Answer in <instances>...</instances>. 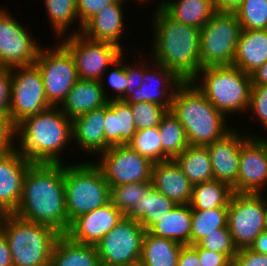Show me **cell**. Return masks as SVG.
I'll list each match as a JSON object with an SVG mask.
<instances>
[{
	"label": "cell",
	"instance_id": "cell-1",
	"mask_svg": "<svg viewBox=\"0 0 267 266\" xmlns=\"http://www.w3.org/2000/svg\"><path fill=\"white\" fill-rule=\"evenodd\" d=\"M13 214L66 234L70 222L66 212L64 164L32 163L25 173L22 197Z\"/></svg>",
	"mask_w": 267,
	"mask_h": 266
},
{
	"label": "cell",
	"instance_id": "cell-2",
	"mask_svg": "<svg viewBox=\"0 0 267 266\" xmlns=\"http://www.w3.org/2000/svg\"><path fill=\"white\" fill-rule=\"evenodd\" d=\"M153 13L150 57L182 81H191L202 69L200 29L175 21L163 9H155Z\"/></svg>",
	"mask_w": 267,
	"mask_h": 266
},
{
	"label": "cell",
	"instance_id": "cell-3",
	"mask_svg": "<svg viewBox=\"0 0 267 266\" xmlns=\"http://www.w3.org/2000/svg\"><path fill=\"white\" fill-rule=\"evenodd\" d=\"M15 129L16 149L31 163L64 164L62 152L74 142L72 120L59 107L26 117Z\"/></svg>",
	"mask_w": 267,
	"mask_h": 266
},
{
	"label": "cell",
	"instance_id": "cell-4",
	"mask_svg": "<svg viewBox=\"0 0 267 266\" xmlns=\"http://www.w3.org/2000/svg\"><path fill=\"white\" fill-rule=\"evenodd\" d=\"M170 111L185 130L191 146H207L222 139L234 128L192 81H183L175 90Z\"/></svg>",
	"mask_w": 267,
	"mask_h": 266
},
{
	"label": "cell",
	"instance_id": "cell-5",
	"mask_svg": "<svg viewBox=\"0 0 267 266\" xmlns=\"http://www.w3.org/2000/svg\"><path fill=\"white\" fill-rule=\"evenodd\" d=\"M0 229L6 236L13 266H49L54 244L61 235L52 227L4 214Z\"/></svg>",
	"mask_w": 267,
	"mask_h": 266
},
{
	"label": "cell",
	"instance_id": "cell-6",
	"mask_svg": "<svg viewBox=\"0 0 267 266\" xmlns=\"http://www.w3.org/2000/svg\"><path fill=\"white\" fill-rule=\"evenodd\" d=\"M191 81L226 116L247 113L252 82L251 76L240 68L234 65L202 68Z\"/></svg>",
	"mask_w": 267,
	"mask_h": 266
},
{
	"label": "cell",
	"instance_id": "cell-7",
	"mask_svg": "<svg viewBox=\"0 0 267 266\" xmlns=\"http://www.w3.org/2000/svg\"><path fill=\"white\" fill-rule=\"evenodd\" d=\"M64 165L66 212L70 224L110 201V187L101 169L89 160Z\"/></svg>",
	"mask_w": 267,
	"mask_h": 266
},
{
	"label": "cell",
	"instance_id": "cell-8",
	"mask_svg": "<svg viewBox=\"0 0 267 266\" xmlns=\"http://www.w3.org/2000/svg\"><path fill=\"white\" fill-rule=\"evenodd\" d=\"M241 31L235 12L216 11L200 29L201 68L233 65Z\"/></svg>",
	"mask_w": 267,
	"mask_h": 266
},
{
	"label": "cell",
	"instance_id": "cell-9",
	"mask_svg": "<svg viewBox=\"0 0 267 266\" xmlns=\"http://www.w3.org/2000/svg\"><path fill=\"white\" fill-rule=\"evenodd\" d=\"M227 225L235 247L249 248L267 229L265 194L233 192L228 203Z\"/></svg>",
	"mask_w": 267,
	"mask_h": 266
},
{
	"label": "cell",
	"instance_id": "cell-10",
	"mask_svg": "<svg viewBox=\"0 0 267 266\" xmlns=\"http://www.w3.org/2000/svg\"><path fill=\"white\" fill-rule=\"evenodd\" d=\"M55 45L41 47L35 64L40 69L47 101L59 107L79 77L71 53L60 42Z\"/></svg>",
	"mask_w": 267,
	"mask_h": 266
},
{
	"label": "cell",
	"instance_id": "cell-11",
	"mask_svg": "<svg viewBox=\"0 0 267 266\" xmlns=\"http://www.w3.org/2000/svg\"><path fill=\"white\" fill-rule=\"evenodd\" d=\"M12 86L9 117L16 127L26 117L52 106L47 101L40 69L34 63L11 68Z\"/></svg>",
	"mask_w": 267,
	"mask_h": 266
},
{
	"label": "cell",
	"instance_id": "cell-12",
	"mask_svg": "<svg viewBox=\"0 0 267 266\" xmlns=\"http://www.w3.org/2000/svg\"><path fill=\"white\" fill-rule=\"evenodd\" d=\"M59 41L71 53L80 79L100 81L124 53L113 43L90 40L81 33L66 35Z\"/></svg>",
	"mask_w": 267,
	"mask_h": 266
},
{
	"label": "cell",
	"instance_id": "cell-13",
	"mask_svg": "<svg viewBox=\"0 0 267 266\" xmlns=\"http://www.w3.org/2000/svg\"><path fill=\"white\" fill-rule=\"evenodd\" d=\"M145 229L126 216L95 246L101 266H128L140 261Z\"/></svg>",
	"mask_w": 267,
	"mask_h": 266
},
{
	"label": "cell",
	"instance_id": "cell-14",
	"mask_svg": "<svg viewBox=\"0 0 267 266\" xmlns=\"http://www.w3.org/2000/svg\"><path fill=\"white\" fill-rule=\"evenodd\" d=\"M97 157L94 163L101 169L109 187L151 182L154 163L127 144L112 146Z\"/></svg>",
	"mask_w": 267,
	"mask_h": 266
},
{
	"label": "cell",
	"instance_id": "cell-15",
	"mask_svg": "<svg viewBox=\"0 0 267 266\" xmlns=\"http://www.w3.org/2000/svg\"><path fill=\"white\" fill-rule=\"evenodd\" d=\"M7 9H0V67L13 68L35 63L42 47Z\"/></svg>",
	"mask_w": 267,
	"mask_h": 266
},
{
	"label": "cell",
	"instance_id": "cell-16",
	"mask_svg": "<svg viewBox=\"0 0 267 266\" xmlns=\"http://www.w3.org/2000/svg\"><path fill=\"white\" fill-rule=\"evenodd\" d=\"M149 59L147 63L143 60V83L124 101L131 105L151 102L170 111L175 90L183 81L172 70Z\"/></svg>",
	"mask_w": 267,
	"mask_h": 266
},
{
	"label": "cell",
	"instance_id": "cell-17",
	"mask_svg": "<svg viewBox=\"0 0 267 266\" xmlns=\"http://www.w3.org/2000/svg\"><path fill=\"white\" fill-rule=\"evenodd\" d=\"M265 187H267V139L250 136L241 146L236 192L264 193Z\"/></svg>",
	"mask_w": 267,
	"mask_h": 266
},
{
	"label": "cell",
	"instance_id": "cell-18",
	"mask_svg": "<svg viewBox=\"0 0 267 266\" xmlns=\"http://www.w3.org/2000/svg\"><path fill=\"white\" fill-rule=\"evenodd\" d=\"M244 132L233 129L222 139L206 146L214 179L228 184L233 192H236L241 146L250 136H256V133Z\"/></svg>",
	"mask_w": 267,
	"mask_h": 266
},
{
	"label": "cell",
	"instance_id": "cell-19",
	"mask_svg": "<svg viewBox=\"0 0 267 266\" xmlns=\"http://www.w3.org/2000/svg\"><path fill=\"white\" fill-rule=\"evenodd\" d=\"M123 217L109 201L96 210L77 217L65 235L80 244L96 245Z\"/></svg>",
	"mask_w": 267,
	"mask_h": 266
},
{
	"label": "cell",
	"instance_id": "cell-20",
	"mask_svg": "<svg viewBox=\"0 0 267 266\" xmlns=\"http://www.w3.org/2000/svg\"><path fill=\"white\" fill-rule=\"evenodd\" d=\"M32 163L15 148L0 155V211L13 214L22 197L23 179Z\"/></svg>",
	"mask_w": 267,
	"mask_h": 266
},
{
	"label": "cell",
	"instance_id": "cell-21",
	"mask_svg": "<svg viewBox=\"0 0 267 266\" xmlns=\"http://www.w3.org/2000/svg\"><path fill=\"white\" fill-rule=\"evenodd\" d=\"M127 0H118L105 6L100 12L92 17L83 27L81 34L86 38L94 41L113 43L125 50L120 45L125 28L124 25V7H122ZM123 47V48H122Z\"/></svg>",
	"mask_w": 267,
	"mask_h": 266
},
{
	"label": "cell",
	"instance_id": "cell-22",
	"mask_svg": "<svg viewBox=\"0 0 267 266\" xmlns=\"http://www.w3.org/2000/svg\"><path fill=\"white\" fill-rule=\"evenodd\" d=\"M151 185L177 204H189L193 185L174 159L154 163Z\"/></svg>",
	"mask_w": 267,
	"mask_h": 266
},
{
	"label": "cell",
	"instance_id": "cell-23",
	"mask_svg": "<svg viewBox=\"0 0 267 266\" xmlns=\"http://www.w3.org/2000/svg\"><path fill=\"white\" fill-rule=\"evenodd\" d=\"M104 128L105 106L72 119V140L79 150L98 156L105 151Z\"/></svg>",
	"mask_w": 267,
	"mask_h": 266
},
{
	"label": "cell",
	"instance_id": "cell-24",
	"mask_svg": "<svg viewBox=\"0 0 267 266\" xmlns=\"http://www.w3.org/2000/svg\"><path fill=\"white\" fill-rule=\"evenodd\" d=\"M108 101L99 81L79 78L59 108L72 120L107 105Z\"/></svg>",
	"mask_w": 267,
	"mask_h": 266
},
{
	"label": "cell",
	"instance_id": "cell-25",
	"mask_svg": "<svg viewBox=\"0 0 267 266\" xmlns=\"http://www.w3.org/2000/svg\"><path fill=\"white\" fill-rule=\"evenodd\" d=\"M136 132L131 104L110 100L105 105V151L112 146L125 145Z\"/></svg>",
	"mask_w": 267,
	"mask_h": 266
},
{
	"label": "cell",
	"instance_id": "cell-26",
	"mask_svg": "<svg viewBox=\"0 0 267 266\" xmlns=\"http://www.w3.org/2000/svg\"><path fill=\"white\" fill-rule=\"evenodd\" d=\"M267 62V29H242L233 65L251 75Z\"/></svg>",
	"mask_w": 267,
	"mask_h": 266
},
{
	"label": "cell",
	"instance_id": "cell-27",
	"mask_svg": "<svg viewBox=\"0 0 267 266\" xmlns=\"http://www.w3.org/2000/svg\"><path fill=\"white\" fill-rule=\"evenodd\" d=\"M155 9H163L175 21L199 29L216 12L213 0H161Z\"/></svg>",
	"mask_w": 267,
	"mask_h": 266
},
{
	"label": "cell",
	"instance_id": "cell-28",
	"mask_svg": "<svg viewBox=\"0 0 267 266\" xmlns=\"http://www.w3.org/2000/svg\"><path fill=\"white\" fill-rule=\"evenodd\" d=\"M49 266H101L95 245L80 244L62 234L56 240Z\"/></svg>",
	"mask_w": 267,
	"mask_h": 266
},
{
	"label": "cell",
	"instance_id": "cell-29",
	"mask_svg": "<svg viewBox=\"0 0 267 266\" xmlns=\"http://www.w3.org/2000/svg\"><path fill=\"white\" fill-rule=\"evenodd\" d=\"M191 227L190 205L177 204L148 232L157 237L174 240L182 245H191Z\"/></svg>",
	"mask_w": 267,
	"mask_h": 266
},
{
	"label": "cell",
	"instance_id": "cell-30",
	"mask_svg": "<svg viewBox=\"0 0 267 266\" xmlns=\"http://www.w3.org/2000/svg\"><path fill=\"white\" fill-rule=\"evenodd\" d=\"M175 206L172 200L151 185L126 217L138 221L148 231Z\"/></svg>",
	"mask_w": 267,
	"mask_h": 266
},
{
	"label": "cell",
	"instance_id": "cell-31",
	"mask_svg": "<svg viewBox=\"0 0 267 266\" xmlns=\"http://www.w3.org/2000/svg\"><path fill=\"white\" fill-rule=\"evenodd\" d=\"M182 244L145 232L140 262L144 266H177Z\"/></svg>",
	"mask_w": 267,
	"mask_h": 266
},
{
	"label": "cell",
	"instance_id": "cell-32",
	"mask_svg": "<svg viewBox=\"0 0 267 266\" xmlns=\"http://www.w3.org/2000/svg\"><path fill=\"white\" fill-rule=\"evenodd\" d=\"M192 185L214 180L210 155L206 146L189 145L174 158Z\"/></svg>",
	"mask_w": 267,
	"mask_h": 266
},
{
	"label": "cell",
	"instance_id": "cell-33",
	"mask_svg": "<svg viewBox=\"0 0 267 266\" xmlns=\"http://www.w3.org/2000/svg\"><path fill=\"white\" fill-rule=\"evenodd\" d=\"M233 194L232 188L218 180L206 181L193 185L190 200L191 209L228 208V203Z\"/></svg>",
	"mask_w": 267,
	"mask_h": 266
},
{
	"label": "cell",
	"instance_id": "cell-34",
	"mask_svg": "<svg viewBox=\"0 0 267 266\" xmlns=\"http://www.w3.org/2000/svg\"><path fill=\"white\" fill-rule=\"evenodd\" d=\"M158 130L161 136L162 161L174 159L189 146L184 127L171 111L163 116Z\"/></svg>",
	"mask_w": 267,
	"mask_h": 266
},
{
	"label": "cell",
	"instance_id": "cell-35",
	"mask_svg": "<svg viewBox=\"0 0 267 266\" xmlns=\"http://www.w3.org/2000/svg\"><path fill=\"white\" fill-rule=\"evenodd\" d=\"M42 3H45L48 21L57 36L56 40L69 35L73 23L79 24L76 0H44Z\"/></svg>",
	"mask_w": 267,
	"mask_h": 266
},
{
	"label": "cell",
	"instance_id": "cell-36",
	"mask_svg": "<svg viewBox=\"0 0 267 266\" xmlns=\"http://www.w3.org/2000/svg\"><path fill=\"white\" fill-rule=\"evenodd\" d=\"M191 245L228 223V208L191 209Z\"/></svg>",
	"mask_w": 267,
	"mask_h": 266
},
{
	"label": "cell",
	"instance_id": "cell-37",
	"mask_svg": "<svg viewBox=\"0 0 267 266\" xmlns=\"http://www.w3.org/2000/svg\"><path fill=\"white\" fill-rule=\"evenodd\" d=\"M151 182L127 183L110 187V201L126 216L144 196Z\"/></svg>",
	"mask_w": 267,
	"mask_h": 266
},
{
	"label": "cell",
	"instance_id": "cell-38",
	"mask_svg": "<svg viewBox=\"0 0 267 266\" xmlns=\"http://www.w3.org/2000/svg\"><path fill=\"white\" fill-rule=\"evenodd\" d=\"M127 145L153 163L162 161L161 136L158 126L136 130L134 136Z\"/></svg>",
	"mask_w": 267,
	"mask_h": 266
},
{
	"label": "cell",
	"instance_id": "cell-39",
	"mask_svg": "<svg viewBox=\"0 0 267 266\" xmlns=\"http://www.w3.org/2000/svg\"><path fill=\"white\" fill-rule=\"evenodd\" d=\"M235 14L244 30L267 29V0H243Z\"/></svg>",
	"mask_w": 267,
	"mask_h": 266
},
{
	"label": "cell",
	"instance_id": "cell-40",
	"mask_svg": "<svg viewBox=\"0 0 267 266\" xmlns=\"http://www.w3.org/2000/svg\"><path fill=\"white\" fill-rule=\"evenodd\" d=\"M136 130L154 128L159 126L167 109L159 104L140 102L131 105Z\"/></svg>",
	"mask_w": 267,
	"mask_h": 266
},
{
	"label": "cell",
	"instance_id": "cell-41",
	"mask_svg": "<svg viewBox=\"0 0 267 266\" xmlns=\"http://www.w3.org/2000/svg\"><path fill=\"white\" fill-rule=\"evenodd\" d=\"M124 57V53L111 65L112 68L111 71L104 73V76H102L100 82V85L104 91V94L106 96V98L110 101V100H118L124 93L127 87V76H126V61H124L125 59ZM107 73H109L107 75ZM105 74L107 75V86L110 87V89L113 91L112 94L115 95H108L109 92H107V88L105 87L106 84L105 83Z\"/></svg>",
	"mask_w": 267,
	"mask_h": 266
},
{
	"label": "cell",
	"instance_id": "cell-42",
	"mask_svg": "<svg viewBox=\"0 0 267 266\" xmlns=\"http://www.w3.org/2000/svg\"><path fill=\"white\" fill-rule=\"evenodd\" d=\"M197 245L207 250L226 254L232 261L238 251L234 245L228 225L208 234Z\"/></svg>",
	"mask_w": 267,
	"mask_h": 266
},
{
	"label": "cell",
	"instance_id": "cell-43",
	"mask_svg": "<svg viewBox=\"0 0 267 266\" xmlns=\"http://www.w3.org/2000/svg\"><path fill=\"white\" fill-rule=\"evenodd\" d=\"M249 111L267 132V85H252L247 114Z\"/></svg>",
	"mask_w": 267,
	"mask_h": 266
},
{
	"label": "cell",
	"instance_id": "cell-44",
	"mask_svg": "<svg viewBox=\"0 0 267 266\" xmlns=\"http://www.w3.org/2000/svg\"><path fill=\"white\" fill-rule=\"evenodd\" d=\"M118 0H76L79 25L70 34L81 33L82 27L105 6Z\"/></svg>",
	"mask_w": 267,
	"mask_h": 266
},
{
	"label": "cell",
	"instance_id": "cell-45",
	"mask_svg": "<svg viewBox=\"0 0 267 266\" xmlns=\"http://www.w3.org/2000/svg\"><path fill=\"white\" fill-rule=\"evenodd\" d=\"M15 139L16 129L10 117L0 114V155L6 154L16 148V143H14L16 141Z\"/></svg>",
	"mask_w": 267,
	"mask_h": 266
},
{
	"label": "cell",
	"instance_id": "cell-46",
	"mask_svg": "<svg viewBox=\"0 0 267 266\" xmlns=\"http://www.w3.org/2000/svg\"><path fill=\"white\" fill-rule=\"evenodd\" d=\"M11 68L0 67V114L9 117L11 101Z\"/></svg>",
	"mask_w": 267,
	"mask_h": 266
},
{
	"label": "cell",
	"instance_id": "cell-47",
	"mask_svg": "<svg viewBox=\"0 0 267 266\" xmlns=\"http://www.w3.org/2000/svg\"><path fill=\"white\" fill-rule=\"evenodd\" d=\"M143 60L140 63H130L126 62V76L128 79L127 87L125 93L118 99L124 101L129 95H131L136 89L140 87L143 83ZM135 64V65H134Z\"/></svg>",
	"mask_w": 267,
	"mask_h": 266
},
{
	"label": "cell",
	"instance_id": "cell-48",
	"mask_svg": "<svg viewBox=\"0 0 267 266\" xmlns=\"http://www.w3.org/2000/svg\"><path fill=\"white\" fill-rule=\"evenodd\" d=\"M232 266H267V255L256 253L249 248L239 249Z\"/></svg>",
	"mask_w": 267,
	"mask_h": 266
},
{
	"label": "cell",
	"instance_id": "cell-49",
	"mask_svg": "<svg viewBox=\"0 0 267 266\" xmlns=\"http://www.w3.org/2000/svg\"><path fill=\"white\" fill-rule=\"evenodd\" d=\"M201 266H232L233 261L223 253L207 250L197 245Z\"/></svg>",
	"mask_w": 267,
	"mask_h": 266
},
{
	"label": "cell",
	"instance_id": "cell-50",
	"mask_svg": "<svg viewBox=\"0 0 267 266\" xmlns=\"http://www.w3.org/2000/svg\"><path fill=\"white\" fill-rule=\"evenodd\" d=\"M177 266H201L197 253V244L182 246Z\"/></svg>",
	"mask_w": 267,
	"mask_h": 266
},
{
	"label": "cell",
	"instance_id": "cell-51",
	"mask_svg": "<svg viewBox=\"0 0 267 266\" xmlns=\"http://www.w3.org/2000/svg\"><path fill=\"white\" fill-rule=\"evenodd\" d=\"M0 266H13L12 255L6 236L0 229Z\"/></svg>",
	"mask_w": 267,
	"mask_h": 266
},
{
	"label": "cell",
	"instance_id": "cell-52",
	"mask_svg": "<svg viewBox=\"0 0 267 266\" xmlns=\"http://www.w3.org/2000/svg\"><path fill=\"white\" fill-rule=\"evenodd\" d=\"M249 249L256 253L267 255V229L261 232V234L249 246Z\"/></svg>",
	"mask_w": 267,
	"mask_h": 266
},
{
	"label": "cell",
	"instance_id": "cell-53",
	"mask_svg": "<svg viewBox=\"0 0 267 266\" xmlns=\"http://www.w3.org/2000/svg\"><path fill=\"white\" fill-rule=\"evenodd\" d=\"M243 0H213L216 11L235 12Z\"/></svg>",
	"mask_w": 267,
	"mask_h": 266
},
{
	"label": "cell",
	"instance_id": "cell-54",
	"mask_svg": "<svg viewBox=\"0 0 267 266\" xmlns=\"http://www.w3.org/2000/svg\"><path fill=\"white\" fill-rule=\"evenodd\" d=\"M250 76L252 85H267V62L260 66Z\"/></svg>",
	"mask_w": 267,
	"mask_h": 266
},
{
	"label": "cell",
	"instance_id": "cell-55",
	"mask_svg": "<svg viewBox=\"0 0 267 266\" xmlns=\"http://www.w3.org/2000/svg\"><path fill=\"white\" fill-rule=\"evenodd\" d=\"M128 266H144L140 261L134 264H130Z\"/></svg>",
	"mask_w": 267,
	"mask_h": 266
},
{
	"label": "cell",
	"instance_id": "cell-56",
	"mask_svg": "<svg viewBox=\"0 0 267 266\" xmlns=\"http://www.w3.org/2000/svg\"><path fill=\"white\" fill-rule=\"evenodd\" d=\"M137 1H138L139 3L142 2V3H140V4L143 5L145 1H146V2H149V1H151V0H137Z\"/></svg>",
	"mask_w": 267,
	"mask_h": 266
},
{
	"label": "cell",
	"instance_id": "cell-57",
	"mask_svg": "<svg viewBox=\"0 0 267 266\" xmlns=\"http://www.w3.org/2000/svg\"><path fill=\"white\" fill-rule=\"evenodd\" d=\"M266 228H267V197H266Z\"/></svg>",
	"mask_w": 267,
	"mask_h": 266
},
{
	"label": "cell",
	"instance_id": "cell-58",
	"mask_svg": "<svg viewBox=\"0 0 267 266\" xmlns=\"http://www.w3.org/2000/svg\"><path fill=\"white\" fill-rule=\"evenodd\" d=\"M3 215L4 214L0 211V222H1V219H2Z\"/></svg>",
	"mask_w": 267,
	"mask_h": 266
}]
</instances>
